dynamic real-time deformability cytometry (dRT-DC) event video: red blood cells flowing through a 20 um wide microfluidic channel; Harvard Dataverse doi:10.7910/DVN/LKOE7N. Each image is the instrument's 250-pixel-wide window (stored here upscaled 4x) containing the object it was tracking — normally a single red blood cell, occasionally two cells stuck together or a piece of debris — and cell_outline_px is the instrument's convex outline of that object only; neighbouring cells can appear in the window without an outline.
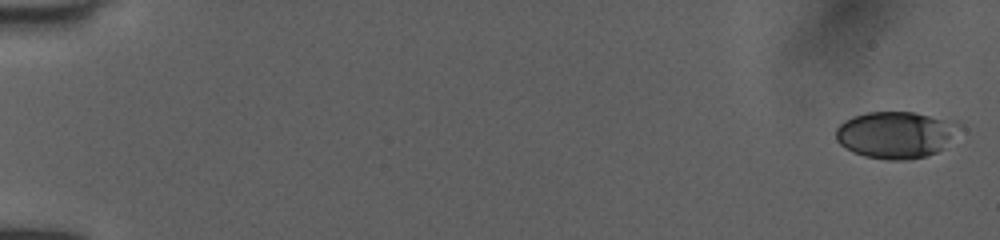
{"species": "human", "species_latin": "Homo sapiens", "temperature_condition": "room temperature", "stored_images_in_passage": 52, "camera_frame_rate_fps": 3000, "um_per_image_px": 0.085, "donor": {"sex": "female"}, "frame": {"image": 1, "passage_image": 1, "time_ms": 0.0, "image_size_px": [1000, 240], "cell_outline_px": [[964, 128], [944, 148], [936, 152], [924, 156], [908, 160], [888, 160], [864, 156], [852, 152], [840, 144], [836, 140], [836, 128], [844, 120], [852, 116], [868, 112], [916, 112], [956, 120]], "centroid_in_image_um": [76.2, 11.44], "position_along_channel_um": 8.8, "area_um2": 34.33}}
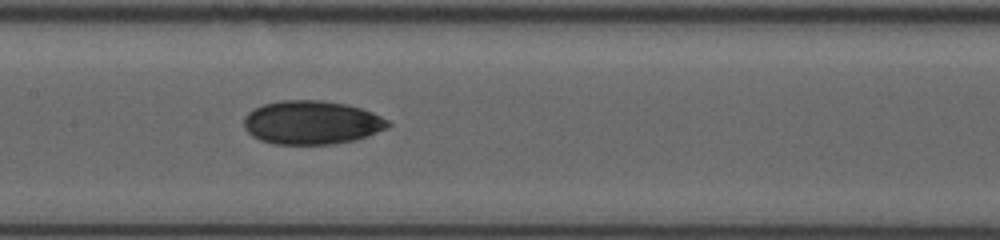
{"frame": {"image": 2, "passage_image": 27, "time_ms": 8.667, "image_size_px": [1000, 240], "cell_outline_px": [[392, 124], [388, 128], [368, 136], [356, 140], [332, 144], [276, 144], [260, 140], [252, 136], [244, 128], [244, 116], [252, 108], [264, 104], [280, 100], [320, 100], [348, 104], [372, 112], [388, 120]], "centroid_in_image_um": [26.49, 10.41], "position_along_channel_um": 180.9, "area_um2": 36.93}}
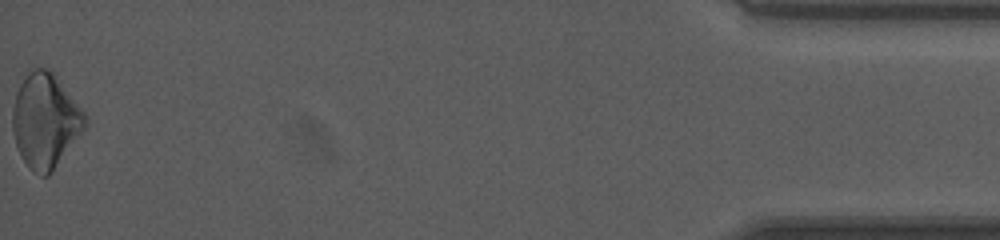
{"frame": {"image": 3, "passage_image": 52, "time_ms": 17.0, "image_size_px": [1000, 240], "cell_outline_px": [[88, 120], [84, 128], [52, 172], [48, 176], [40, 176], [32, 172], [28, 168], [20, 156], [12, 132], [12, 108], [16, 92], [28, 68], [48, 68], [56, 76], [88, 116]], "centroid_in_image_um": [3.82, 10.25], "position_along_channel_um": 431.4, "area_um2": 40.11}, "authors_computed_cell_mechanics": {"area_um2": 35.0268, "velocity_mm_per_s": 4.0522, "shape_relaxation_time_tau1_ms": 9.7792, "shape_relaxation_time_tau2_ms": null, "deformation_change_tau1": 0.1618, "deformation_change_tau2": null}}